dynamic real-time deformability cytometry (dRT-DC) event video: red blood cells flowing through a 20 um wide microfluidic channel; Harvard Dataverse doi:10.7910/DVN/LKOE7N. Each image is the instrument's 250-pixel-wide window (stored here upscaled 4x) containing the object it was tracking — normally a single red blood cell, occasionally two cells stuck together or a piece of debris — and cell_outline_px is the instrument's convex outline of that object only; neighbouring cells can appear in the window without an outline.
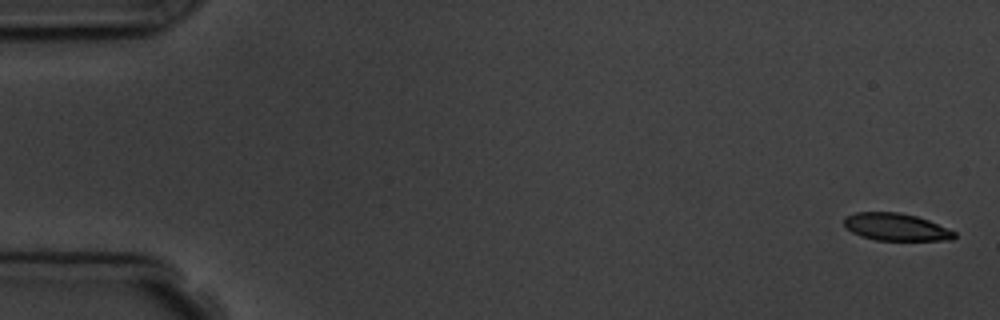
{"species": "common noctule bat (a hibernating species)", "species_latin": "Nyctalus noctula", "temperature_condition": "room temperature", "stored_images_in_passage": 6, "camera_frame_rate_fps": 3000, "um_per_image_px": 0.085, "animal": {"sex": "male", "body_mass_g": 19.5, "forearm_length_mm": 54.6}, "frame": {"image": 1, "passage_image": 1, "time_ms": 0.0, "image_size_px": [1000, 320], "cell_outline_px": [[956, 236], [952, 240], [876, 240], [860, 236], [852, 232], [844, 224], [844, 216], [856, 212], [900, 212], [916, 216], [928, 220], [956, 232]], "centroid_in_image_um": [76.15, 19.29], "position_along_channel_um": 8.9, "area_um2": 17.57}}